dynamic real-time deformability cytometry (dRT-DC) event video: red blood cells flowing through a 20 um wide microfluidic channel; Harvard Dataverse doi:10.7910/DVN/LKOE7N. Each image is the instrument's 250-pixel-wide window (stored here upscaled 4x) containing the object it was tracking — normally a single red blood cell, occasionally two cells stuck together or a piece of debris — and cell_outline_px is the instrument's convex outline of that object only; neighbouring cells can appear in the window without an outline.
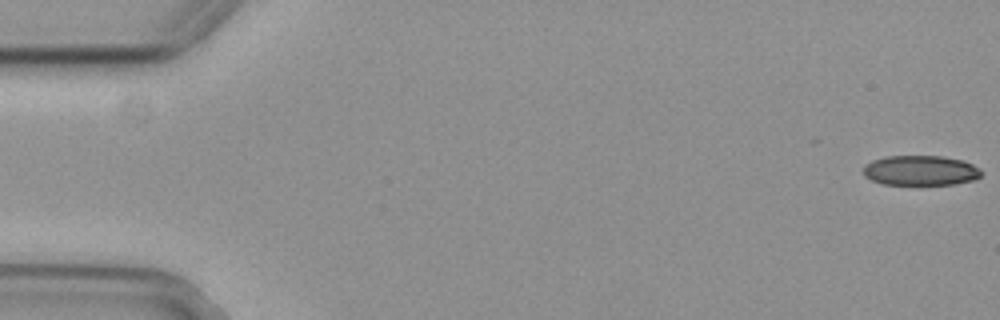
{"species": "common noctule bat (a hibernating species)", "species_latin": "Nyctalus noctula", "temperature_condition": "cold", "stored_images_in_passage": 45, "camera_frame_rate_fps": 3000, "um_per_image_px": 0.085, "animal": {"sex": "female", "body_mass_g": 29.2, "forearm_length_mm": 56.3}, "frame": {"image": 1, "passage_image": 1, "time_ms": 0.0, "image_size_px": [1000, 320], "cell_outline_px": [[980, 176], [976, 180], [952, 184], [884, 184], [872, 180], [864, 176], [864, 164], [872, 160], [884, 156], [944, 156], [960, 160], [972, 164], [980, 168]], "centroid_in_image_um": [78.23, 14.48], "position_along_channel_um": 6.8, "area_um2": 20.58}}
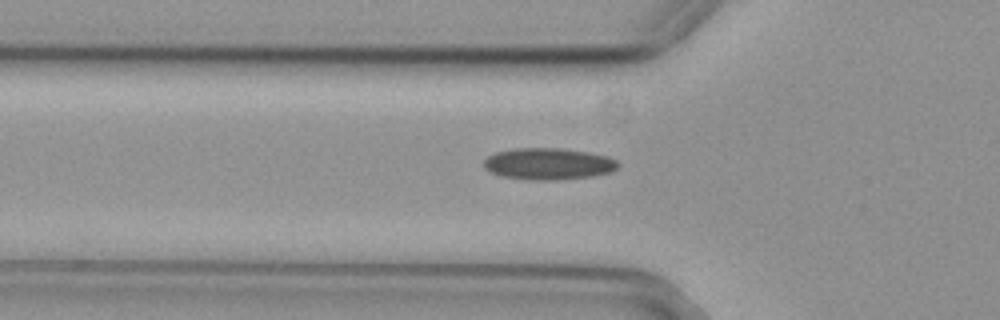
{"frame": {"image": 2, "passage_image": 19, "time_ms": 6.0, "image_size_px": [1000, 320], "cell_outline_px": [[620, 164], [616, 168], [608, 172], [592, 176], [552, 180], [528, 180], [504, 176], [492, 172], [484, 168], [484, 160], [488, 156], [496, 152], [512, 148], [560, 148], [588, 152], [604, 156], [616, 160]], "centroid_in_image_um": [46.58, 13.92], "position_along_channel_um": 79.2, "area_um2": 24.51}}
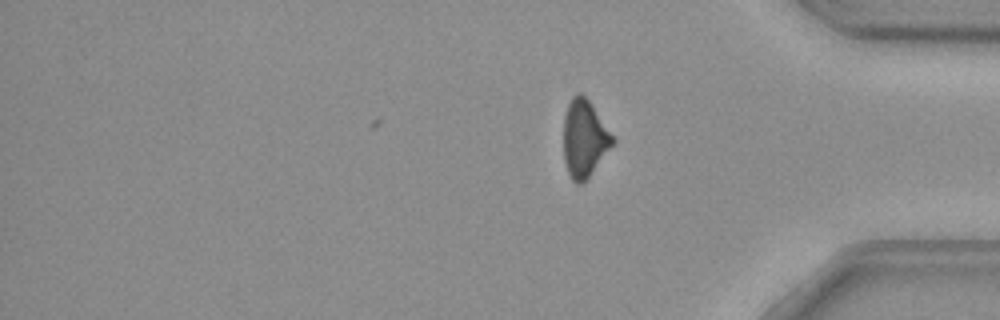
{"frame": {"image": 3, "passage_image": 45, "time_ms": 14.667, "image_size_px": [1000, 320], "cell_outline_px": [[616, 140], [588, 176], [580, 184], [576, 184], [572, 180], [568, 172], [564, 160], [564, 116], [568, 104], [572, 96], [580, 92], [588, 100]], "centroid_in_image_um": [49.65, 11.76], "position_along_channel_um": 385.6, "area_um2": 21.5}, "authors_computed_cell_mechanics": {"area_um2": 23.2356, "velocity_mm_per_s": 3.7249, "shape_relaxation_time_tau1_ms": null, "shape_relaxation_time_tau2_ms": 6.6443, "deformation_change_tau1": null, "deformation_change_tau2": 0.1352}}